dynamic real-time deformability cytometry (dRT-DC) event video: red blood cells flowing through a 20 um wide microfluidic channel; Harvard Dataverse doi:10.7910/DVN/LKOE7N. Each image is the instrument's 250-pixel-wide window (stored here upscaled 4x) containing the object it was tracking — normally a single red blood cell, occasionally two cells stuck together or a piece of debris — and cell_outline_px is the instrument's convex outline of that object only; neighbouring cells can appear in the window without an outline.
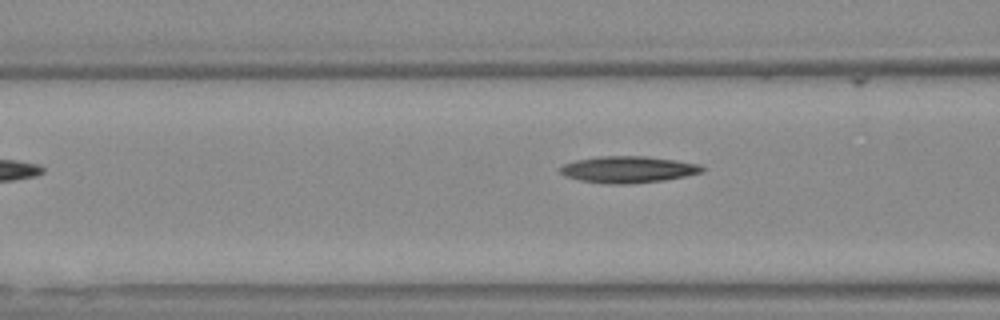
{"species": "Egyptian fruit bat (a non-hibernating species)", "species_latin": "Rousettus aegyptiacus", "temperature_condition": "warm", "stored_images_in_passage": 9, "camera_frame_rate_fps": 3000, "um_per_image_px": 0.085, "animal": {"sex": "female"}, "frame": {"image": 1, "passage_image": 7, "time_ms": 2.0, "image_size_px": [1000, 320], "cell_outline_px": [[704, 172], [664, 180], [628, 184], [612, 184], [580, 180], [564, 176], [556, 168], [564, 164], [576, 160], [596, 156], [648, 156], [676, 160], [700, 164], [704, 168]], "centroid_in_image_um": [53.37, 14.4], "position_along_channel_um": 113.2, "area_um2": 22.14}}